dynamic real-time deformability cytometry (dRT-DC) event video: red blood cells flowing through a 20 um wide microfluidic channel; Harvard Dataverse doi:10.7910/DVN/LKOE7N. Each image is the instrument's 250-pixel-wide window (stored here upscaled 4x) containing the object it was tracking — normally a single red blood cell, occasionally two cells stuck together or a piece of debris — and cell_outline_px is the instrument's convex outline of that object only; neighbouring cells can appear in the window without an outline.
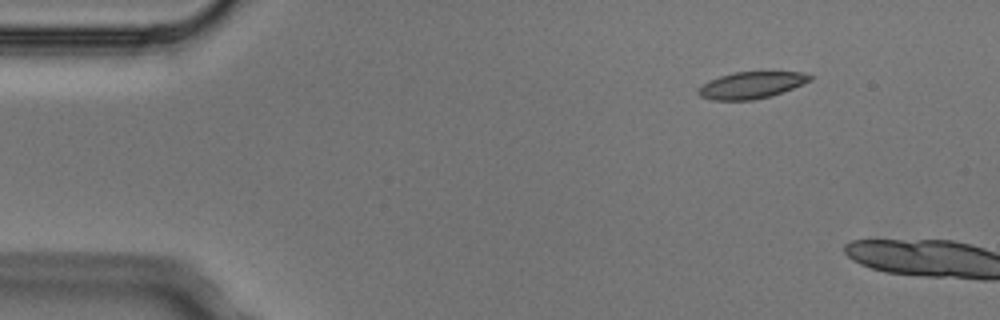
{"species": "Egyptian fruit bat (a non-hibernating species)", "species_latin": "Rousettus aegyptiacus", "temperature_condition": "cold", "stored_images_in_passage": 3, "camera_frame_rate_fps": 3000, "um_per_image_px": 0.085, "animal": {"sex": "male"}, "frame": {"image": 1, "passage_image": 2, "time_ms": 0.333, "image_size_px": [1000, 320], "cell_outline_px": [[812, 80], [792, 88], [768, 96], [752, 100], [712, 100], [700, 96], [696, 92], [696, 88], [708, 80], [732, 72], [804, 72], [812, 76]], "centroid_in_image_um": [63.79, 7.23], "position_along_channel_um": 21.2, "area_um2": 17.34}}